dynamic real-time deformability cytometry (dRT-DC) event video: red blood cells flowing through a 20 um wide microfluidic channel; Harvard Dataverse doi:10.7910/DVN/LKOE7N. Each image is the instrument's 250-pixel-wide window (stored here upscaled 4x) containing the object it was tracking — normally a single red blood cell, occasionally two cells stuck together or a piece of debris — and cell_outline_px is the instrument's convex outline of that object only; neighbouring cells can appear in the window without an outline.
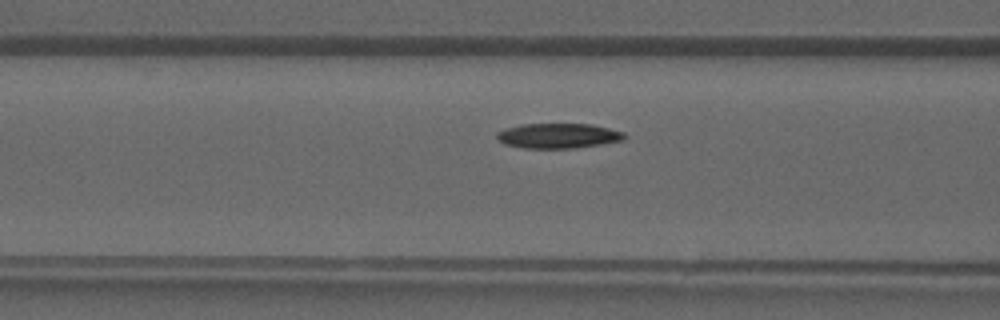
{"species": "common noctule bat (a hibernating species)", "species_latin": "Nyctalus noctula", "temperature_condition": "warm", "stored_images_in_passage": 39, "camera_frame_rate_fps": 3000, "um_per_image_px": 0.085, "animal": {"sex": "male", "forearm_length_mm": 52.5}, "frame": {"image": 1, "passage_image": 15, "time_ms": 4.667, "image_size_px": [1000, 320], "cell_outline_px": [[628, 136], [624, 140], [604, 144], [576, 148], [524, 148], [504, 144], [496, 136], [496, 132], [520, 124], [592, 124], [624, 132]], "centroid_in_image_um": [47.5, 11.54], "position_along_channel_um": 119.1, "area_um2": 18.67}}
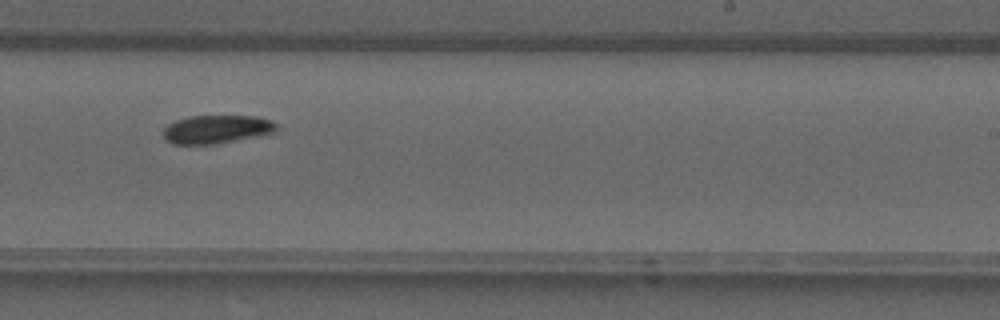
{"frame": {"image": 2, "passage_image": 24, "time_ms": 7.667, "image_size_px": [1000, 320], "cell_outline_px": [[276, 128], [272, 132], [216, 144], [172, 144], [164, 140], [164, 128], [168, 124], [176, 120], [188, 116], [256, 116], [272, 120], [276, 124]], "centroid_in_image_um": [18.34, 10.98], "position_along_channel_um": 270.7, "area_um2": 18.5}}
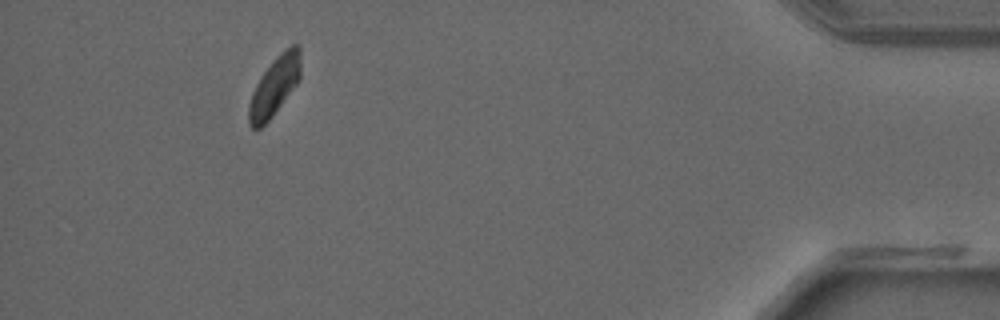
{"frame": {"image": 3, "passage_image": 36, "time_ms": 11.667, "image_size_px": [1000, 320], "cell_outline_px": [[300, 80], [272, 116], [260, 128], [252, 128], [248, 124], [248, 104], [252, 92], [260, 76], [272, 60], [276, 56], [292, 44], [300, 44]], "centroid_in_image_um": [23.33, 7.31], "position_along_channel_um": 411.9, "area_um2": 17.86}}